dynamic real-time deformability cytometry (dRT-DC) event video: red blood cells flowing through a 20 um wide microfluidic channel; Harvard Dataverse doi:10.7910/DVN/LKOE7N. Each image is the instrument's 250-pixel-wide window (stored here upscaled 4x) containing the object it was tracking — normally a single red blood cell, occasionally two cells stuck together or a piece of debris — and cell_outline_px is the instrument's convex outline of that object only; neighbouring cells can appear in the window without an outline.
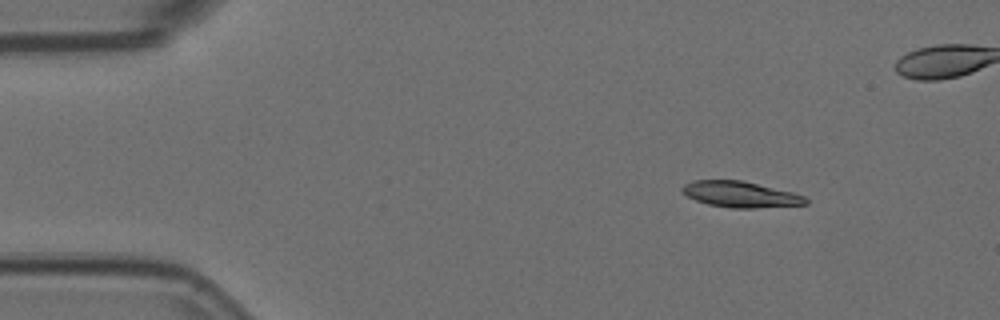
{"species": "Egyptian fruit bat (a non-hibernating species)", "species_latin": "Rousettus aegyptiacus", "temperature_condition": "room temperature", "stored_images_in_passage": 7, "camera_frame_rate_fps": 3000, "um_per_image_px": 0.085, "animal": {"sex": "female"}, "frame": {"image": 1, "passage_image": 1, "time_ms": 0.0, "image_size_px": [1000, 320], "cell_outline_px": [[808, 204], [756, 208], [732, 208], [708, 204], [696, 200], [680, 192], [680, 188], [684, 184], [692, 180], [740, 180], [792, 192], [804, 196], [808, 200]], "centroid_in_image_um": [62.9, 16.52], "position_along_channel_um": 22.1, "area_um2": 18.61}}
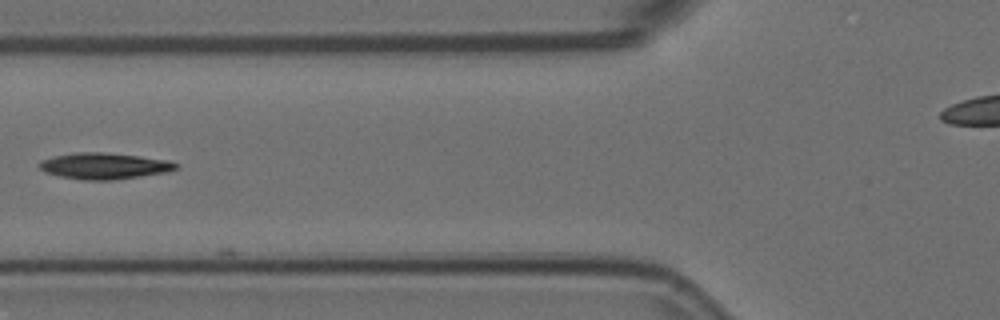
{"frame": {"image": 2, "passage_image": 5, "time_ms": 1.333, "image_size_px": [1000, 320], "cell_outline_px": [[176, 168], [168, 172], [112, 180], [84, 180], [60, 176], [44, 172], [36, 164], [40, 160], [56, 156], [76, 152], [100, 152], [140, 156], [168, 160], [176, 164]], "centroid_in_image_um": [8.81, 14.1], "position_along_channel_um": 117.0, "area_um2": 20.75}}